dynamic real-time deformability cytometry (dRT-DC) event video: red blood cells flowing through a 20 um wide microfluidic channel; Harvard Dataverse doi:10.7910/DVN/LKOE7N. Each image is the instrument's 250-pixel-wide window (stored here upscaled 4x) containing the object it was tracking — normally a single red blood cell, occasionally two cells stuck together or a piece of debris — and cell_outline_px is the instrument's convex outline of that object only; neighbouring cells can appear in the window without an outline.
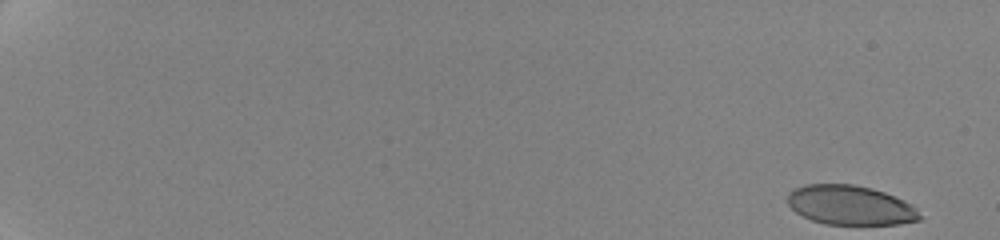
{"species": "human", "species_latin": "Homo sapiens", "temperature_condition": "cold", "stored_images_in_passage": 11, "camera_frame_rate_fps": 3000, "um_per_image_px": 0.085, "donor": {"sex": "female"}, "frame": {"image": 1, "passage_image": 1, "time_ms": 0.0, "image_size_px": [1000, 240], "cell_outline_px": [[920, 220], [900, 224], [824, 224], [812, 220], [796, 212], [788, 204], [788, 192], [804, 184], [852, 184], [872, 188], [884, 192], [904, 200], [912, 204], [916, 208], [920, 216]], "centroid_in_image_um": [72.28, 17.43], "position_along_channel_um": 12.7, "area_um2": 30.35}}
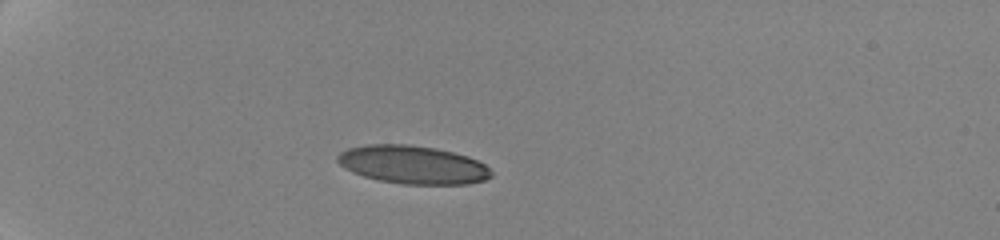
{"frame": {"image": 2, "passage_image": 7, "time_ms": 5.667, "image_size_px": [1000, 240], "cell_outline_px": [[492, 176], [484, 180], [468, 184], [400, 184], [380, 180], [364, 176], [352, 172], [344, 168], [336, 160], [336, 156], [340, 152], [348, 148], [368, 144], [408, 144], [436, 148], [468, 156], [484, 164], [492, 172]], "centroid_in_image_um": [35.06, 14.0], "position_along_channel_um": 49.9, "area_um2": 34.28}}
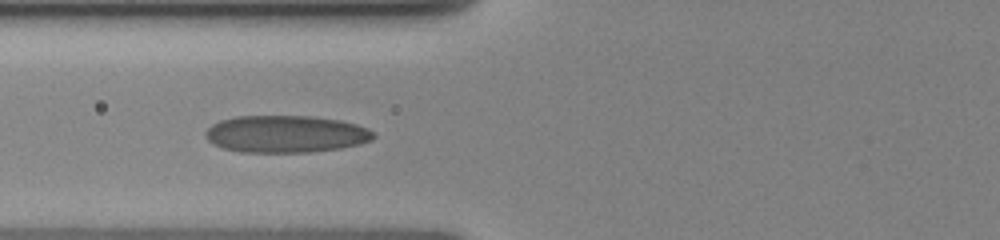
{"frame": {"image": 3, "passage_image": 10, "time_ms": 8.333, "image_size_px": [1000, 240], "cell_outline_px": [[376, 136], [372, 140], [360, 144], [340, 148], [308, 152], [240, 152], [224, 148], [212, 144], [204, 136], [204, 132], [212, 124], [220, 120], [236, 116], [308, 116], [340, 120], [356, 124], [368, 128]], "centroid_in_image_um": [24.27, 11.39], "position_along_channel_um": 101.5, "area_um2": 36.47}}